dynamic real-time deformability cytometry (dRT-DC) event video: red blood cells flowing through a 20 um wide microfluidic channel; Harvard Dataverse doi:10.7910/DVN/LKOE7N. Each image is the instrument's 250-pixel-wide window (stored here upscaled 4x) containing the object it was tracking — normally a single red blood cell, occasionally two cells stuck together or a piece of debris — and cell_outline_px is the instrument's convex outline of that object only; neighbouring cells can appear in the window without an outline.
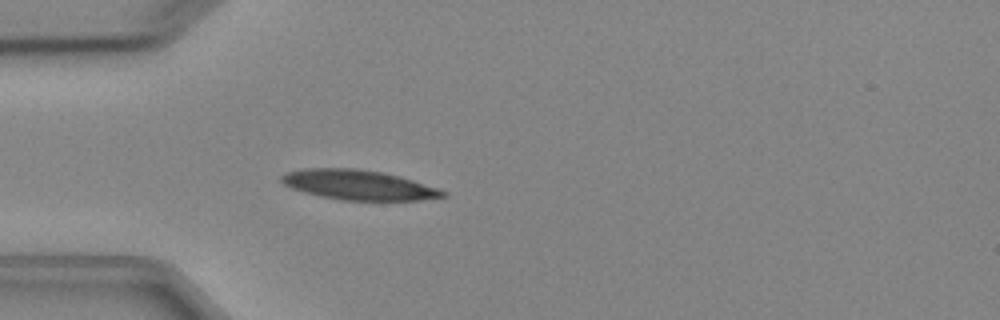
{"species": "Egyptian fruit bat (a non-hibernating species)", "species_latin": "Rousettus aegyptiacus", "temperature_condition": "cold", "stored_images_in_passage": 4, "camera_frame_rate_fps": 3000, "um_per_image_px": 0.085, "animal": {"sex": "female"}, "frame": {"image": 1, "passage_image": 4, "time_ms": 3.333, "image_size_px": [1000, 320], "cell_outline_px": [[448, 196], [420, 200], [340, 200], [320, 196], [304, 192], [292, 188], [284, 184], [280, 180], [280, 176], [288, 172], [304, 168], [356, 168], [384, 172], [400, 176], [440, 188], [448, 192]], "centroid_in_image_um": [30.52, 15.71], "position_along_channel_um": 54.5, "area_um2": 28.26}}